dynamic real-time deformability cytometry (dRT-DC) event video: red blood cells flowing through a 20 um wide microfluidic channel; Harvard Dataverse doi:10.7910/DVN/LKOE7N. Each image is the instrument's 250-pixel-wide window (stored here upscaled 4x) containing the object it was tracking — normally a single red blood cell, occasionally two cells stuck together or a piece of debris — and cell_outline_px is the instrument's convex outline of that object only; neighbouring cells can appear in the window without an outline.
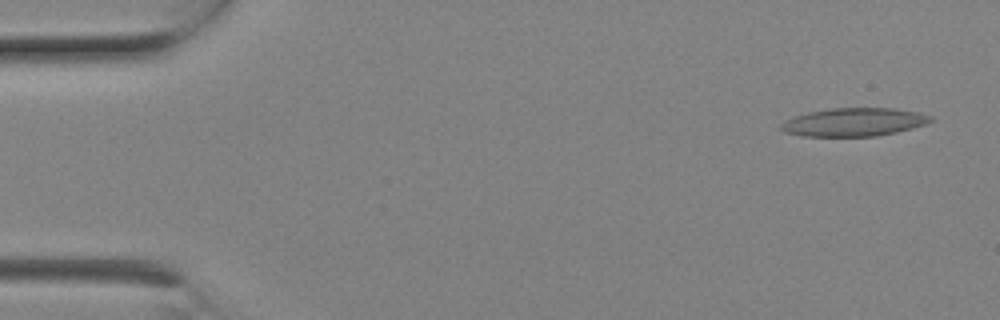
{"species": "Egyptian fruit bat (a non-hibernating species)", "species_latin": "Rousettus aegyptiacus", "temperature_condition": "room temperature", "stored_images_in_passage": 8, "camera_frame_rate_fps": 3000, "um_per_image_px": 0.085, "animal": {"sex": "female"}, "frame": {"image": 1, "passage_image": 1, "time_ms": 0.0, "image_size_px": [1000, 320], "cell_outline_px": [[932, 120], [928, 124], [896, 132], [876, 136], [800, 136], [784, 132], [780, 128], [780, 124], [796, 116], [808, 112], [828, 108], [892, 108], [916, 112], [932, 116]], "centroid_in_image_um": [72.59, 10.38], "position_along_channel_um": 12.4, "area_um2": 24.57}}
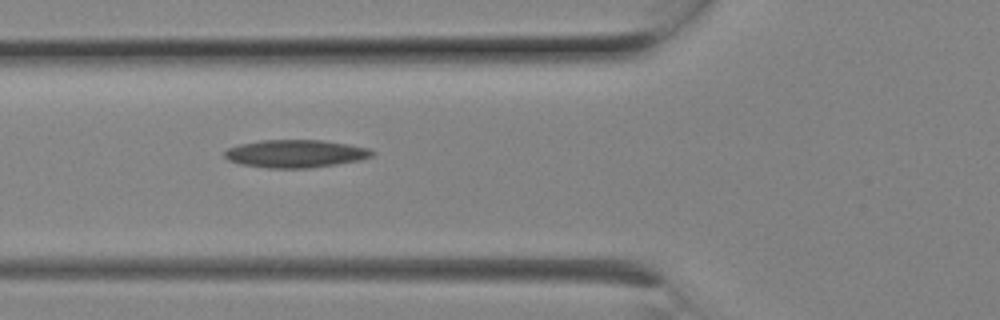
{"frame": {"image": 2, "passage_image": 7, "time_ms": 2.0, "image_size_px": [1000, 320], "cell_outline_px": [[376, 152], [372, 156], [360, 160], [336, 164], [308, 168], [268, 168], [240, 164], [228, 160], [224, 156], [224, 152], [228, 148], [240, 144], [260, 140], [320, 140], [348, 144], [368, 148]], "centroid_in_image_um": [25.11, 13.06], "position_along_channel_um": 100.7, "area_um2": 23.87}}
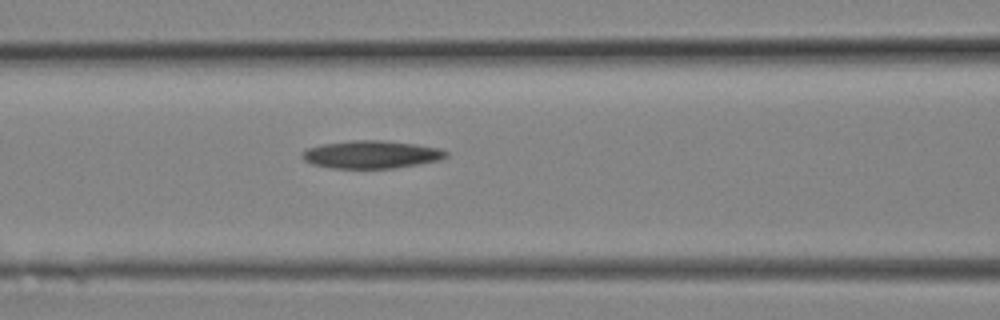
{"frame": {"image": 3, "passage_image": 8, "time_ms": 2.333, "image_size_px": [1000, 320], "cell_outline_px": [[448, 156], [440, 160], [420, 164], [392, 168], [332, 168], [312, 164], [304, 160], [300, 156], [300, 152], [308, 148], [320, 144], [352, 140], [380, 140], [416, 144], [440, 148], [448, 152]], "centroid_in_image_um": [31.55, 13.13], "position_along_channel_um": 135.1, "area_um2": 23.47}}